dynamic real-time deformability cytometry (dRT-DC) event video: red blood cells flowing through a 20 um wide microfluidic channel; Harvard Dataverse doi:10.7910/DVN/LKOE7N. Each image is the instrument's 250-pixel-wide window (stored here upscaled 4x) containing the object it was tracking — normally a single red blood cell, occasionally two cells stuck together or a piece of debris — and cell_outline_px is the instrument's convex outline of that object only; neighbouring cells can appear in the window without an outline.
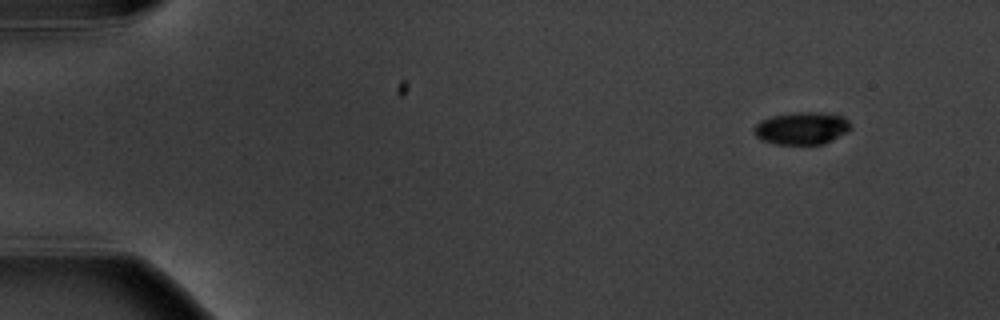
{"species": "common noctule bat (a hibernating species)", "species_latin": "Nyctalus noctula", "temperature_condition": "warm", "stored_images_in_passage": 9, "camera_frame_rate_fps": 3000, "um_per_image_px": 0.085, "animal": {"sex": "male", "body_mass_g": 20.1, "forearm_length_mm": 53.5}, "frame": {"image": 1, "passage_image": 1, "time_ms": 0.0, "image_size_px": [1000, 320], "cell_outline_px": [[852, 128], [848, 132], [824, 144], [776, 144], [764, 140], [756, 136], [752, 132], [752, 128], [760, 120], [772, 116], [792, 112], [832, 112], [844, 116], [848, 120]], "centroid_in_image_um": [68.18, 10.88], "position_along_channel_um": 16.8, "area_um2": 18.67}}
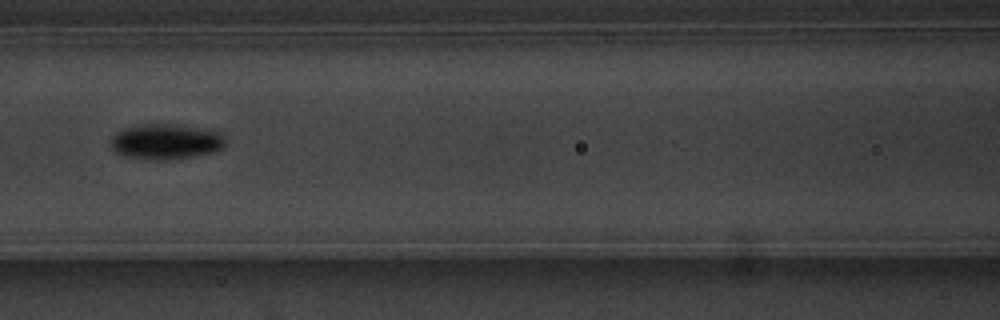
{"frame": {"image": 2, "passage_image": 7, "time_ms": 7.0, "image_size_px": [1000, 320], "cell_outline_px": [[228, 144], [224, 148], [216, 152], [192, 156], [160, 160], [156, 160], [124, 156], [116, 152], [112, 148], [112, 136], [116, 132], [124, 128], [140, 124], [180, 124], [212, 128], [220, 132], [224, 136]], "centroid_in_image_um": [14.2, 12.01], "position_along_channel_um": 152.4, "area_um2": 24.16}}
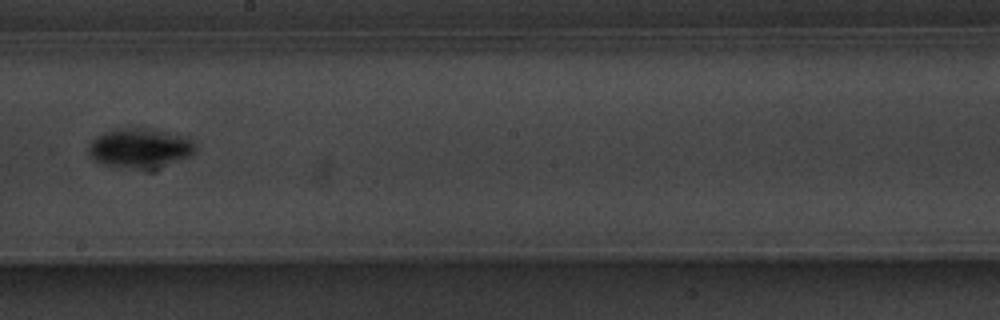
{"frame": {"image": 3, "passage_image": 9, "time_ms": 9.333, "image_size_px": [1000, 320], "cell_outline_px": [[196, 152], [192, 156], [152, 172], [116, 168], [92, 160], [88, 156], [88, 148], [92, 140], [96, 136], [104, 132], [124, 128], [156, 128], [184, 136], [192, 140], [196, 148]], "centroid_in_image_um": [11.93, 12.65], "position_along_channel_um": 236.3, "area_um2": 25.95}}